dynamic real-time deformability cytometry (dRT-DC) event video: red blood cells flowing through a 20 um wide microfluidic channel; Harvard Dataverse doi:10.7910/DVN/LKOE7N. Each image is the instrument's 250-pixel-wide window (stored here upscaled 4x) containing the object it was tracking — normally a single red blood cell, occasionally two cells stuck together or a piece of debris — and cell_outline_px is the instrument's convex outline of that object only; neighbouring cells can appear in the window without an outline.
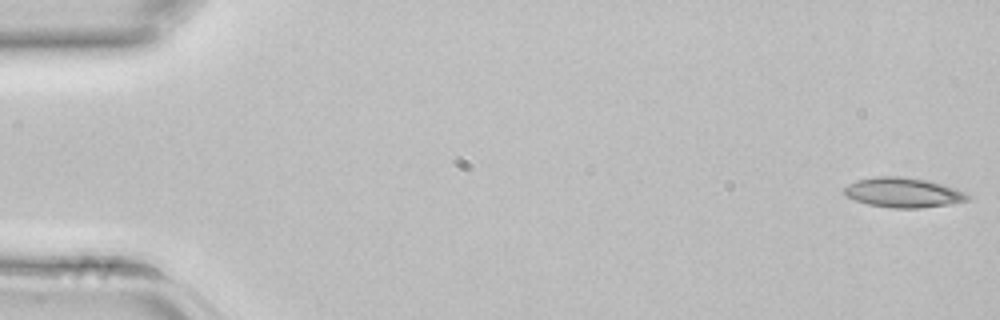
{"species": "common noctule bat (a hibernating species)", "species_latin": "Nyctalus noctula", "temperature_condition": "room temperature", "stored_images_in_passage": 5, "camera_frame_rate_fps": 3000, "um_per_image_px": 0.085, "animal": {"sex": "female", "body_mass_g": 22.7, "forearm_length_mm": 54.2}, "frame": {"image": 1, "passage_image": 1, "time_ms": 0.0, "image_size_px": [1000, 320], "cell_outline_px": [[972, 196], [968, 200], [948, 204], [920, 208], [892, 208], [868, 204], [844, 196], [844, 188], [848, 184], [856, 180], [876, 176], [904, 176], [928, 180], [956, 188], [968, 192]], "centroid_in_image_um": [76.79, 16.35], "position_along_channel_um": 8.2, "area_um2": 21.68}}
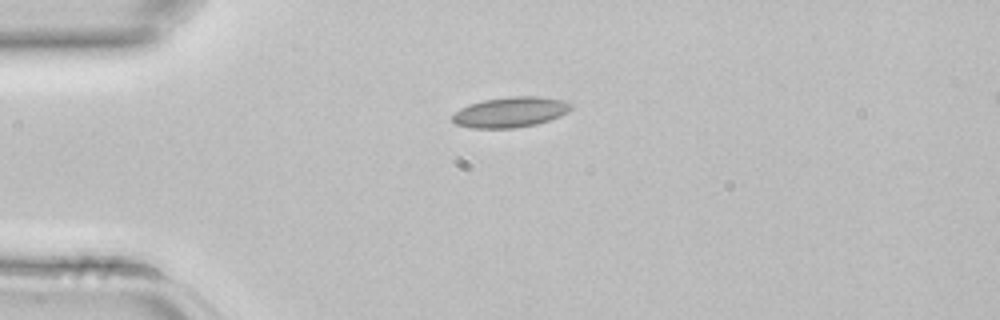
{"frame": {"image": 2, "passage_image": 5, "time_ms": 1.333, "image_size_px": [1000, 320], "cell_outline_px": [[572, 108], [568, 112], [560, 116], [536, 124], [512, 128], [472, 128], [456, 124], [452, 120], [452, 116], [460, 108], [484, 100], [508, 96], [540, 96], [564, 100], [572, 104]], "centroid_in_image_um": [43.41, 9.52], "position_along_channel_um": 41.6, "area_um2": 20.92}}